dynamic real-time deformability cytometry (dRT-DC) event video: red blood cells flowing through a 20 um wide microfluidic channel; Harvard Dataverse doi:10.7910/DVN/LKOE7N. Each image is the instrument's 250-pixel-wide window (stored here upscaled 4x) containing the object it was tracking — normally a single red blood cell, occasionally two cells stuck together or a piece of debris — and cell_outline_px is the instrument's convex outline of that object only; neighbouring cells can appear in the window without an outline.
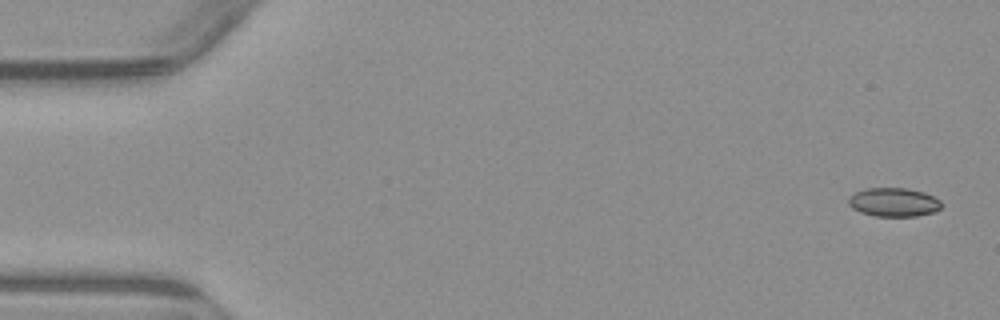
{"species": "common noctule bat (a hibernating species)", "species_latin": "Nyctalus noctula", "temperature_condition": "warm", "stored_images_in_passage": 5, "camera_frame_rate_fps": 3000, "um_per_image_px": 0.085, "animal": {"sex": "male", "body_mass_g": 23.1, "forearm_length_mm": 52.7}, "frame": {"image": 1, "passage_image": 1, "time_ms": 0.0, "image_size_px": [1000, 320], "cell_outline_px": [[940, 208], [936, 212], [916, 216], [876, 216], [860, 212], [852, 208], [848, 204], [848, 196], [856, 192], [868, 188], [908, 188], [924, 192], [940, 200]], "centroid_in_image_um": [75.95, 17.19], "position_along_channel_um": 9.0, "area_um2": 15.61}}
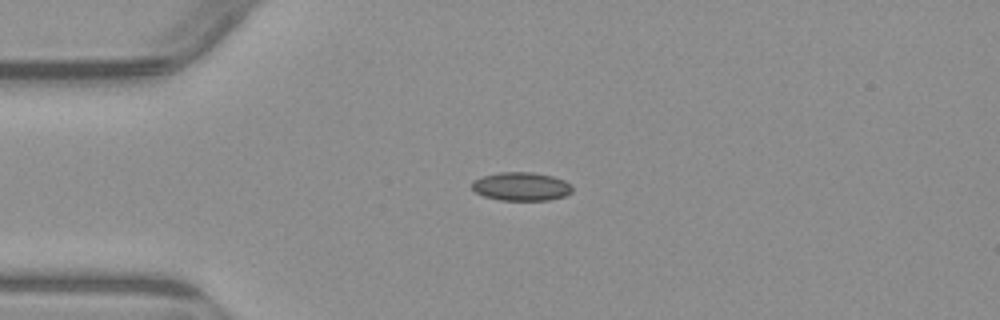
{"frame": {"image": 2, "passage_image": 4, "time_ms": 3.667, "image_size_px": [1000, 320], "cell_outline_px": [[572, 192], [564, 196], [548, 200], [500, 200], [484, 196], [476, 192], [472, 188], [472, 180], [484, 176], [500, 172], [532, 172], [552, 176], [564, 180], [572, 184]], "centroid_in_image_um": [44.32, 15.85], "position_along_channel_um": 40.7, "area_um2": 16.65}}